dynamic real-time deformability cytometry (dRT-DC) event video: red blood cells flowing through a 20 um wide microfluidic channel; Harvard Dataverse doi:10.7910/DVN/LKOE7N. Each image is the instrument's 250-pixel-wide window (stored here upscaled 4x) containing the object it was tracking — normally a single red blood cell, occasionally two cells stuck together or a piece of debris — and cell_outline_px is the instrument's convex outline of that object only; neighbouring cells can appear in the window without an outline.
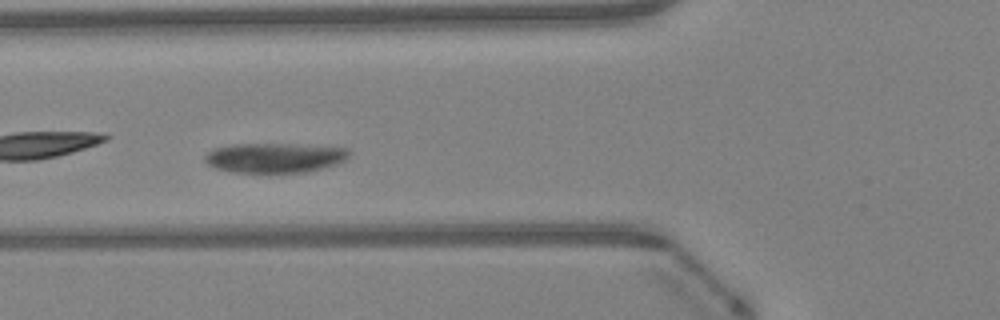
{"species": "Egyptian fruit bat (a non-hibernating species)", "species_latin": "Rousettus aegyptiacus", "temperature_condition": "warm", "stored_images_in_passage": 42, "segment_of_instrument_passage": [1, 2], "camera_frame_rate_fps": 3000, "um_per_image_px": 0.085, "animal": {"sex": "female"}, "frame": {"image": 1, "passage_image": 7, "time_ms": 2.0, "image_size_px": [1000, 320], "cell_outline_px": [[352, 152], [344, 160], [336, 164], [308, 172], [232, 172], [216, 168], [208, 164], [204, 160], [204, 156], [208, 152], [216, 148], [232, 144], [296, 144], [348, 148]], "centroid_in_image_um": [23.36, 13.4], "position_along_channel_um": 102.4, "area_um2": 24.97}}
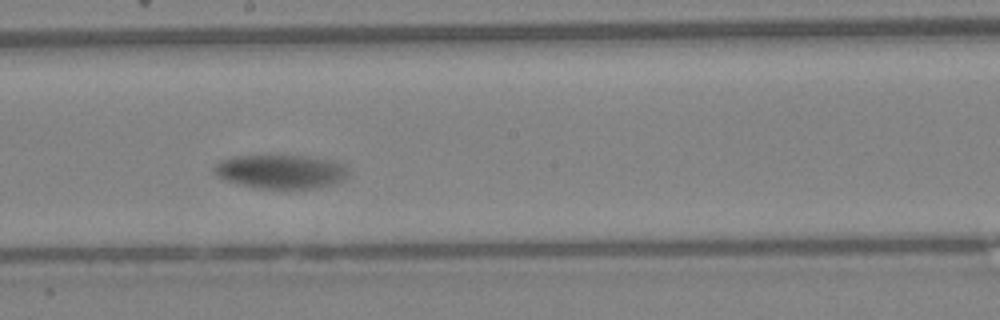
{"frame": {"image": 2, "passage_image": 17, "time_ms": 5.333, "image_size_px": [1000, 320], "cell_outline_px": [[348, 172], [344, 180], [320, 188], [288, 192], [256, 188], [224, 180], [216, 176], [216, 164], [220, 160], [232, 156], [308, 156], [328, 160], [344, 164], [348, 168]], "centroid_in_image_um": [23.9, 14.64], "position_along_channel_um": 224.3, "area_um2": 27.28}}
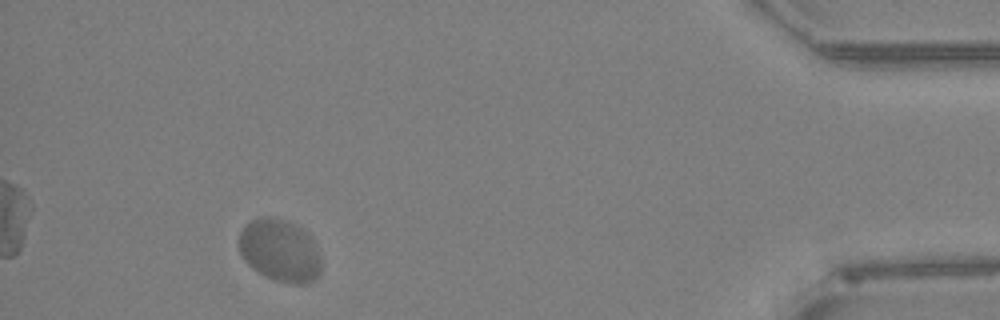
{"frame": {"image": 3, "passage_image": 37, "time_ms": 12.0, "image_size_px": [1000, 320], "cell_outline_px": [[320, 272], [312, 280], [304, 284], [292, 284], [276, 280], [264, 276], [252, 268], [244, 260], [240, 252], [236, 240], [244, 224], [260, 216], [268, 216], [284, 220], [296, 224], [316, 244], [320, 256]], "centroid_in_image_um": [23.73, 21.28], "position_along_channel_um": 411.5, "area_um2": 30.11}}